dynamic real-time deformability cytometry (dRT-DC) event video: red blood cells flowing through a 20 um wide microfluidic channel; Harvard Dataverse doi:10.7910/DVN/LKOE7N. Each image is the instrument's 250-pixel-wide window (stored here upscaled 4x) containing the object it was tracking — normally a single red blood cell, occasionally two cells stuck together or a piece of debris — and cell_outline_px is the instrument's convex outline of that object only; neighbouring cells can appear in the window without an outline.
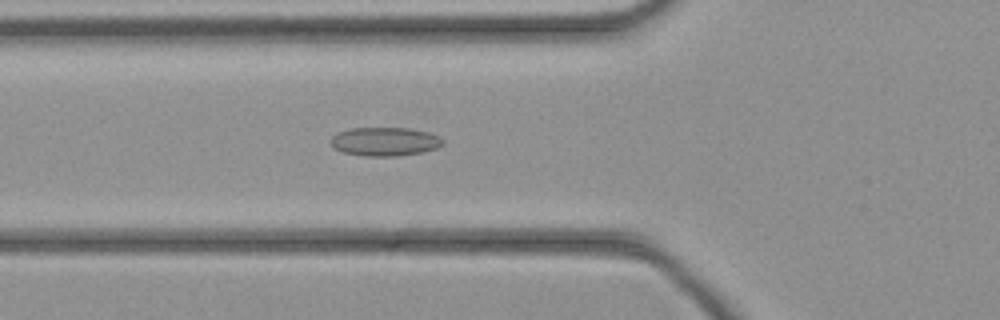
{"species": "common noctule bat (a hibernating species)", "species_latin": "Nyctalus noctula", "temperature_condition": "cold", "stored_images_in_passage": 45, "camera_frame_rate_fps": 3000, "um_per_image_px": 0.085, "animal": {"sex": "female", "body_mass_g": 21.9}, "frame": {"image": 1, "passage_image": 16, "time_ms": 5.0, "image_size_px": [1000, 320], "cell_outline_px": [[444, 144], [436, 148], [420, 152], [396, 156], [364, 156], [344, 152], [332, 148], [328, 140], [336, 132], [352, 128], [408, 128], [428, 132], [440, 136], [444, 140]], "centroid_in_image_um": [32.67, 12.03], "position_along_channel_um": 93.1, "area_um2": 18.9}}
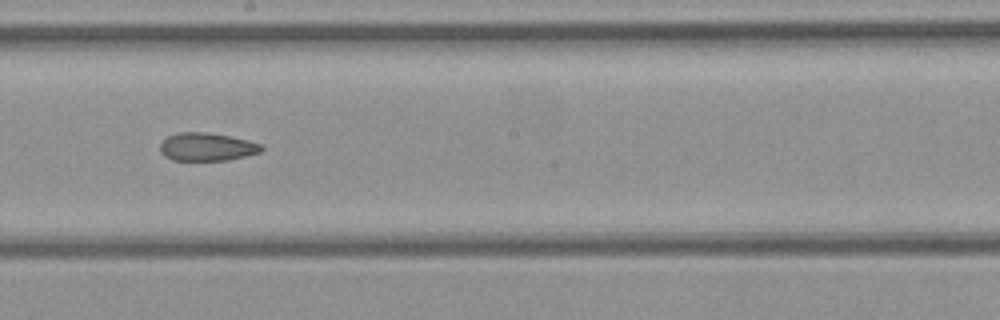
{"frame": {"image": 2, "passage_image": 25, "time_ms": 8.0, "image_size_px": [1000, 320], "cell_outline_px": [[264, 148], [260, 152], [228, 160], [172, 160], [164, 156], [160, 152], [160, 144], [168, 136], [180, 132], [208, 132], [248, 140], [260, 144]], "centroid_in_image_um": [17.56, 12.48], "position_along_channel_um": 230.6, "area_um2": 16.47}}
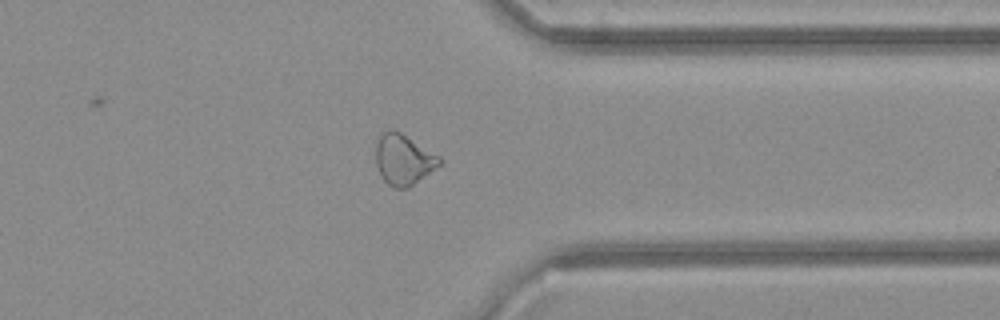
{"frame": {"image": 3, "passage_image": 35, "time_ms": 11.333, "image_size_px": [1000, 320], "cell_outline_px": [[444, 160], [440, 164], [408, 188], [396, 188], [388, 184], [380, 176], [376, 164], [376, 144], [380, 136], [384, 132], [392, 128], [400, 132], [440, 156]], "centroid_in_image_um": [34.29, 13.56], "position_along_channel_um": 377.1, "area_um2": 18.61}}